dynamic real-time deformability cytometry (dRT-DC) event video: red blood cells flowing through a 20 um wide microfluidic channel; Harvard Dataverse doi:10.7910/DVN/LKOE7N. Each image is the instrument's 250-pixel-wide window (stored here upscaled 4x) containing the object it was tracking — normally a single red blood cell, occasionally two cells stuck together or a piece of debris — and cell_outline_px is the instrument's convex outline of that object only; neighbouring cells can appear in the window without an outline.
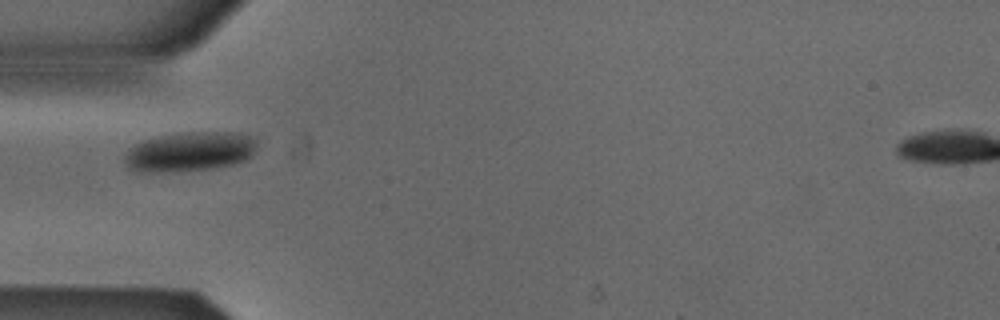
{"species": "Egyptian fruit bat (a non-hibernating species)", "species_latin": "Rousettus aegyptiacus", "temperature_condition": "cold", "stored_images_in_passage": 3, "camera_frame_rate_fps": 3000, "um_per_image_px": 0.085, "animal": {"sex": "male"}, "frame": {"image": 1, "passage_image": 1, "time_ms": 0.0, "image_size_px": [1000, 320], "cell_outline_px": [[256, 148], [252, 156], [248, 160], [232, 164], [212, 168], [180, 172], [136, 172], [128, 168], [124, 164], [124, 156], [128, 148], [144, 140], [160, 136], [184, 132], [240, 132], [256, 136]], "centroid_in_image_um": [16.14, 12.89], "position_along_channel_um": 68.9, "area_um2": 31.15}}
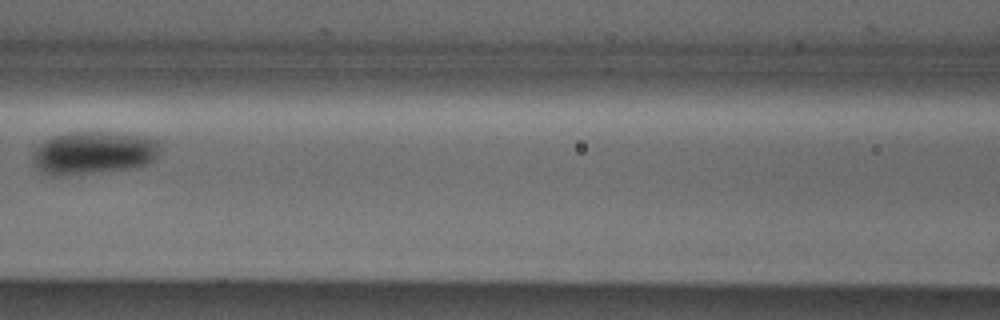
{"frame": {"image": 2, "passage_image": 3, "time_ms": 0.667, "image_size_px": [1000, 320], "cell_outline_px": [[160, 152], [156, 160], [148, 164], [136, 168], [68, 176], [48, 176], [40, 172], [36, 168], [32, 160], [36, 148], [44, 140], [52, 136], [72, 132], [112, 132], [160, 140]], "centroid_in_image_um": [7.96, 13.02], "position_along_channel_um": 158.6, "area_um2": 32.48}}